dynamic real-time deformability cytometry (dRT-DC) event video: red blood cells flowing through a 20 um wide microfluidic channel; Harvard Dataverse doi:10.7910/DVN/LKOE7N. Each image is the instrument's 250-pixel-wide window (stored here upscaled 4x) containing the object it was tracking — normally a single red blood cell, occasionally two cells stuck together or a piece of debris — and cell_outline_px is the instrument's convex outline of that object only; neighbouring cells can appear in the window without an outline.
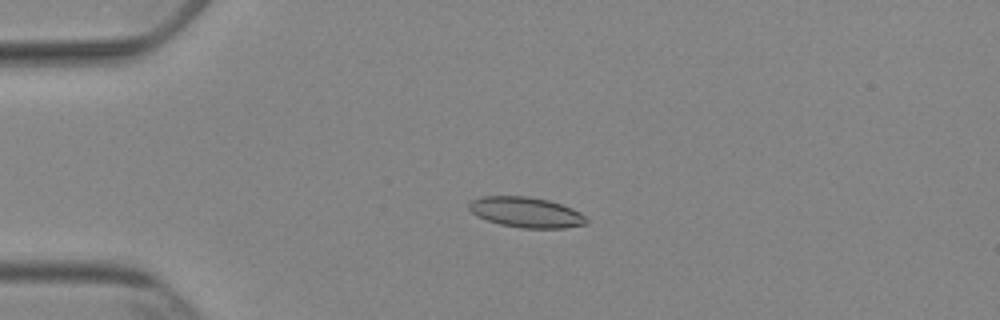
{"species": "Egyptian fruit bat (a non-hibernating species)", "species_latin": "Rousettus aegyptiacus", "temperature_condition": "cold", "stored_images_in_passage": 47, "camera_frame_rate_fps": 3000, "um_per_image_px": 0.085, "animal": {"sex": "female"}, "frame": {"image": 1, "passage_image": 7, "time_ms": 2.0, "image_size_px": [1000, 320], "cell_outline_px": [[588, 220], [584, 224], [564, 228], [524, 228], [500, 224], [488, 220], [472, 212], [468, 208], [468, 204], [472, 200], [484, 196], [528, 196], [548, 200], [572, 208], [580, 212]], "centroid_in_image_um": [44.73, 18.04], "position_along_channel_um": 40.3, "area_um2": 20.52}}
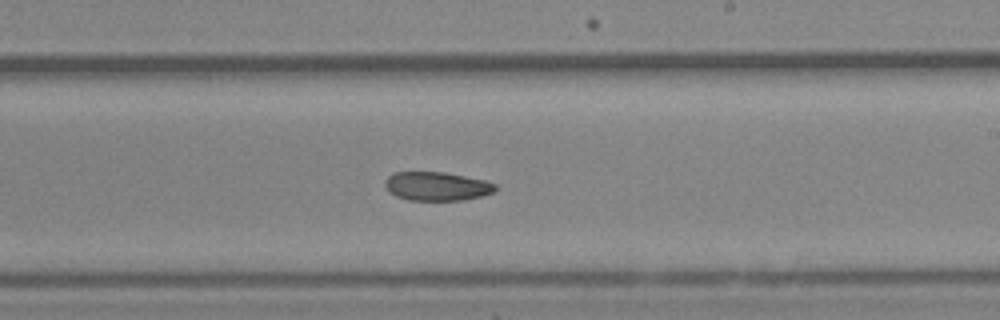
{"frame": {"image": 2, "passage_image": 26, "time_ms": 8.333, "image_size_px": [1000, 320], "cell_outline_px": [[496, 192], [464, 200], [408, 200], [396, 196], [388, 192], [384, 184], [384, 180], [392, 172], [444, 172], [484, 180], [496, 184]], "centroid_in_image_um": [37.1, 15.83], "position_along_channel_um": 251.9, "area_um2": 18.61}}
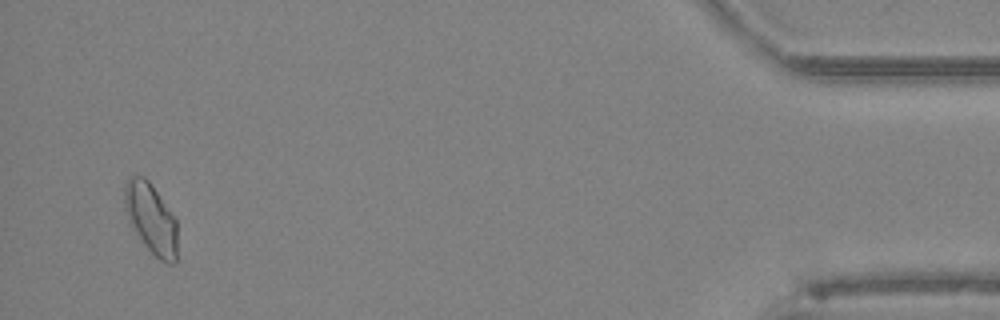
{"frame": {"image": 3, "passage_image": 45, "time_ms": 14.667, "image_size_px": [1000, 320], "cell_outline_px": [[176, 260], [172, 264], [168, 264], [160, 260], [144, 244], [128, 220], [124, 208], [124, 184], [132, 176], [144, 176], [152, 184], [176, 220]], "centroid_in_image_um": [12.82, 18.55], "position_along_channel_um": 422.4, "area_um2": 21.39}}